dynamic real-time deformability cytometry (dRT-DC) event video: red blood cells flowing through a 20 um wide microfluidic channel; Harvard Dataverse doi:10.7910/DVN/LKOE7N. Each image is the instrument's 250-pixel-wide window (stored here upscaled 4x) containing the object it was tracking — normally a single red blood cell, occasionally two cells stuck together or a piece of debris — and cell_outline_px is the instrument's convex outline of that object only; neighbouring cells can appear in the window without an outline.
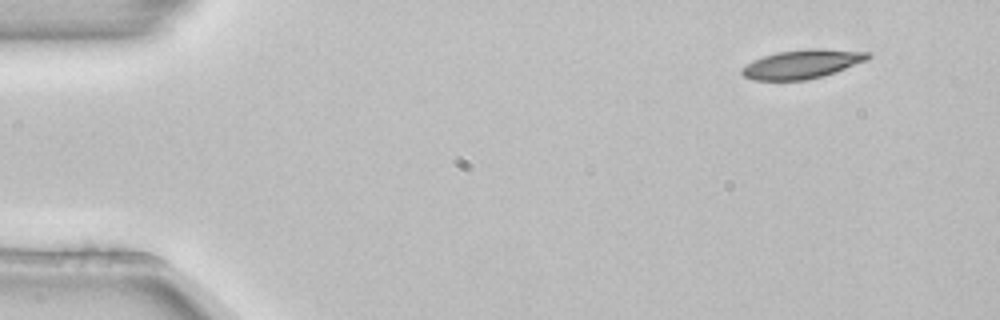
{"species": "common noctule bat (a hibernating species)", "species_latin": "Nyctalus noctula", "temperature_condition": "room temperature", "stored_images_in_passage": 5, "camera_frame_rate_fps": 3000, "um_per_image_px": 0.085, "animal": {"sex": "female", "body_mass_g": 22.7, "forearm_length_mm": 54.2}, "frame": {"image": 1, "passage_image": 1, "time_ms": 0.0, "image_size_px": [1000, 320], "cell_outline_px": [[872, 56], [868, 60], [836, 72], [824, 76], [804, 80], [752, 80], [744, 76], [740, 72], [740, 68], [752, 60], [764, 56], [780, 52], [804, 48], [824, 48], [872, 52]], "centroid_in_image_um": [68.22, 5.44], "position_along_channel_um": 16.8, "area_um2": 21.56}}
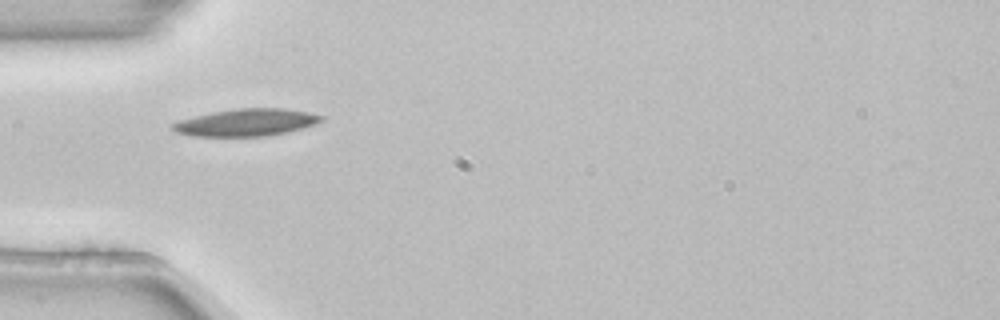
{"frame": {"image": 2, "passage_image": 4, "time_ms": 1.0, "image_size_px": [1000, 320], "cell_outline_px": [[324, 120], [288, 132], [268, 136], [188, 136], [176, 132], [168, 128], [172, 124], [180, 120], [212, 112], [240, 108], [284, 108], [308, 112], [324, 116]], "centroid_in_image_um": [20.9, 10.41], "position_along_channel_um": 64.1, "area_um2": 23.52}}